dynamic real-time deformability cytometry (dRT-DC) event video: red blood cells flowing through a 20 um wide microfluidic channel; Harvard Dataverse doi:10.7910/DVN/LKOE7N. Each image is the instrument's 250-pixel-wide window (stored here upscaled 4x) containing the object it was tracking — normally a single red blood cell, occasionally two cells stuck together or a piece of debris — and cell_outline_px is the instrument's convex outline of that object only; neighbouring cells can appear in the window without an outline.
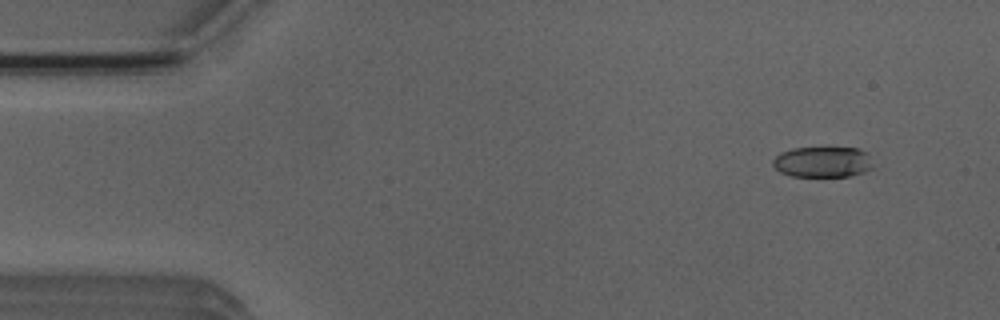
{"species": "Egyptian fruit bat (a non-hibernating species)", "species_latin": "Rousettus aegyptiacus", "temperature_condition": "room temperature", "stored_images_in_passage": 50, "camera_frame_rate_fps": 3000, "um_per_image_px": 0.085, "animal": {"sex": "male"}, "frame": {"image": 1, "passage_image": 2, "time_ms": 0.333, "image_size_px": [1000, 320], "cell_outline_px": [[876, 168], [852, 176], [792, 176], [780, 172], [772, 164], [772, 160], [780, 152], [792, 148], [860, 148], [868, 152]], "centroid_in_image_um": [69.99, 13.76], "position_along_channel_um": 15.0, "area_um2": 18.26}}
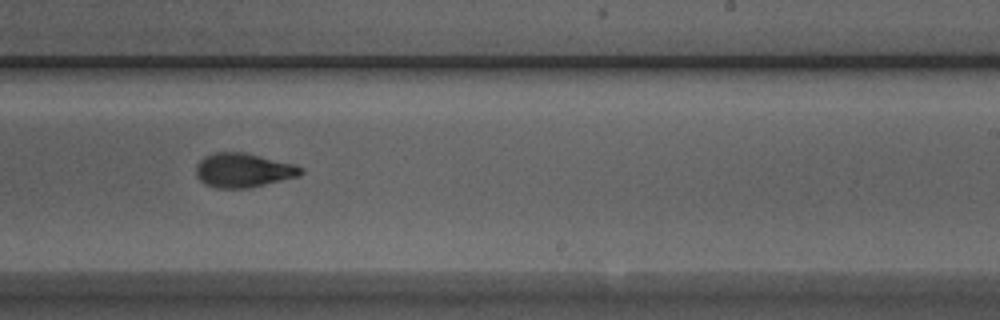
{"frame": {"image": 2, "passage_image": 29, "time_ms": 9.333, "image_size_px": [1000, 320], "cell_outline_px": [[304, 172], [300, 176], [248, 188], [216, 188], [204, 184], [196, 176], [196, 164], [204, 156], [216, 152], [244, 152], [292, 164], [304, 168]], "centroid_in_image_um": [20.66, 14.48], "position_along_channel_um": 268.3, "area_um2": 20.87}}
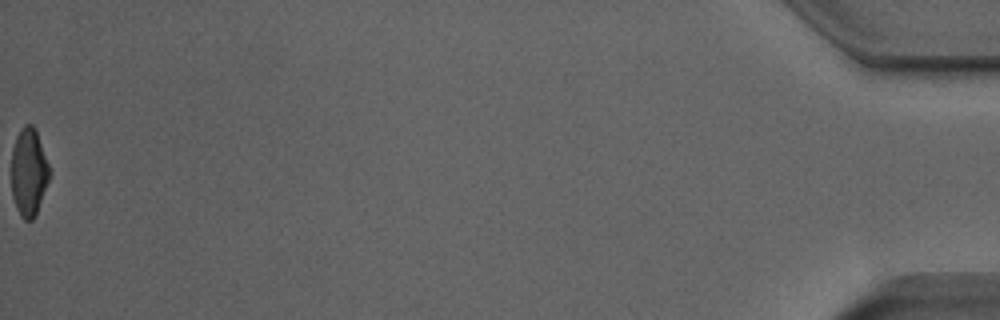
{"frame": {"image": 3, "passage_image": 50, "time_ms": 16.333, "image_size_px": [1000, 320], "cell_outline_px": [[52, 172], [36, 216], [32, 220], [24, 220], [20, 216], [16, 208], [12, 196], [12, 148], [16, 136], [20, 128], [24, 124], [32, 124], [36, 128]], "centroid_in_image_um": [2.47, 14.62], "position_along_channel_um": 432.7, "area_um2": 20.0}, "authors_computed_cell_mechanics": {"area_um2": 20.6635, "velocity_mm_per_s": 3.9263, "shape_relaxation_time_tau1_ms": 3.6811, "shape_relaxation_time_tau2_ms": 2.2597, "deformation_change_tau1": 0.1874, "deformation_change_tau2": 0.0925}}